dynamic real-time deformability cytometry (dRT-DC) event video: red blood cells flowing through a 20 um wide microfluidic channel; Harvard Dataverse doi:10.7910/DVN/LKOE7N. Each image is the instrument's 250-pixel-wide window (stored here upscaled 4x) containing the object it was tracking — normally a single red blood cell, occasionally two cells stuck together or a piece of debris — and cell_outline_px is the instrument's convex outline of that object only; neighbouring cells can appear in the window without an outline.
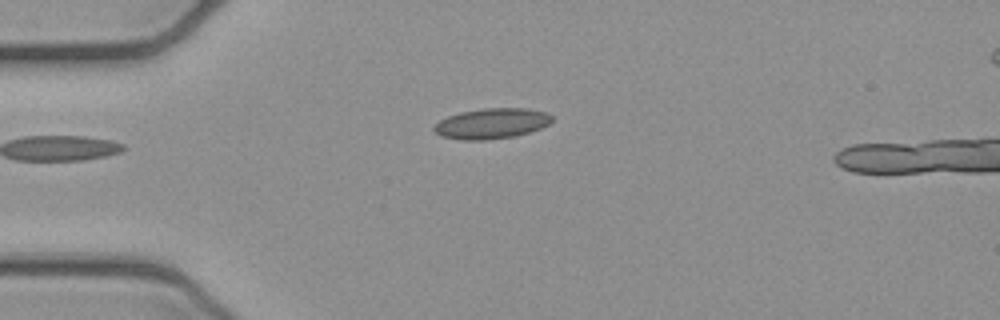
{"species": "common noctule bat (a hibernating species)", "species_latin": "Nyctalus noctula", "temperature_condition": "cold", "stored_images_in_passage": 2, "camera_frame_rate_fps": 3000, "um_per_image_px": 0.085, "animal": {"sex": "female", "body_mass_g": 21.9}, "frame": {"image": 1, "passage_image": 1, "time_ms": 0.0, "image_size_px": [1000, 320], "cell_outline_px": [[552, 120], [548, 124], [540, 128], [516, 136], [484, 140], [460, 140], [440, 136], [432, 128], [440, 120], [448, 116], [460, 112], [484, 108], [528, 108], [544, 112], [552, 116]], "centroid_in_image_um": [41.76, 10.5], "position_along_channel_um": 43.2, "area_um2": 20.87}}